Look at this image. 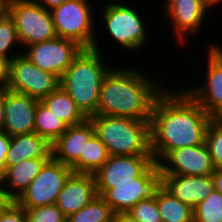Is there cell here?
<instances>
[{
  "label": "cell",
  "instance_id": "42",
  "mask_svg": "<svg viewBox=\"0 0 222 222\" xmlns=\"http://www.w3.org/2000/svg\"><path fill=\"white\" fill-rule=\"evenodd\" d=\"M214 119L222 123V111Z\"/></svg>",
  "mask_w": 222,
  "mask_h": 222
},
{
  "label": "cell",
  "instance_id": "13",
  "mask_svg": "<svg viewBox=\"0 0 222 222\" xmlns=\"http://www.w3.org/2000/svg\"><path fill=\"white\" fill-rule=\"evenodd\" d=\"M165 17L171 23V29L178 43L187 44L188 36L199 33L204 19L211 9L206 0H165ZM202 26V27H201ZM188 35V36H187ZM187 37V38H185Z\"/></svg>",
  "mask_w": 222,
  "mask_h": 222
},
{
  "label": "cell",
  "instance_id": "33",
  "mask_svg": "<svg viewBox=\"0 0 222 222\" xmlns=\"http://www.w3.org/2000/svg\"><path fill=\"white\" fill-rule=\"evenodd\" d=\"M11 136L6 132H0V177L5 171V160L10 148Z\"/></svg>",
  "mask_w": 222,
  "mask_h": 222
},
{
  "label": "cell",
  "instance_id": "24",
  "mask_svg": "<svg viewBox=\"0 0 222 222\" xmlns=\"http://www.w3.org/2000/svg\"><path fill=\"white\" fill-rule=\"evenodd\" d=\"M109 153L104 143L94 134L84 148V156L71 167L74 173L95 174L108 160Z\"/></svg>",
  "mask_w": 222,
  "mask_h": 222
},
{
  "label": "cell",
  "instance_id": "14",
  "mask_svg": "<svg viewBox=\"0 0 222 222\" xmlns=\"http://www.w3.org/2000/svg\"><path fill=\"white\" fill-rule=\"evenodd\" d=\"M153 161V155L109 156L94 174L97 195L111 189V183L137 182V177Z\"/></svg>",
  "mask_w": 222,
  "mask_h": 222
},
{
  "label": "cell",
  "instance_id": "16",
  "mask_svg": "<svg viewBox=\"0 0 222 222\" xmlns=\"http://www.w3.org/2000/svg\"><path fill=\"white\" fill-rule=\"evenodd\" d=\"M38 101L28 95L5 89L3 131L11 137L34 132Z\"/></svg>",
  "mask_w": 222,
  "mask_h": 222
},
{
  "label": "cell",
  "instance_id": "32",
  "mask_svg": "<svg viewBox=\"0 0 222 222\" xmlns=\"http://www.w3.org/2000/svg\"><path fill=\"white\" fill-rule=\"evenodd\" d=\"M0 222H27L25 209L16 201H9L0 212Z\"/></svg>",
  "mask_w": 222,
  "mask_h": 222
},
{
  "label": "cell",
  "instance_id": "2",
  "mask_svg": "<svg viewBox=\"0 0 222 222\" xmlns=\"http://www.w3.org/2000/svg\"><path fill=\"white\" fill-rule=\"evenodd\" d=\"M116 67L103 78L95 115L150 120L153 104L164 85L148 78L137 67Z\"/></svg>",
  "mask_w": 222,
  "mask_h": 222
},
{
  "label": "cell",
  "instance_id": "38",
  "mask_svg": "<svg viewBox=\"0 0 222 222\" xmlns=\"http://www.w3.org/2000/svg\"><path fill=\"white\" fill-rule=\"evenodd\" d=\"M5 89H0V132L4 129Z\"/></svg>",
  "mask_w": 222,
  "mask_h": 222
},
{
  "label": "cell",
  "instance_id": "34",
  "mask_svg": "<svg viewBox=\"0 0 222 222\" xmlns=\"http://www.w3.org/2000/svg\"><path fill=\"white\" fill-rule=\"evenodd\" d=\"M9 63L8 59L0 57V89H7L9 78Z\"/></svg>",
  "mask_w": 222,
  "mask_h": 222
},
{
  "label": "cell",
  "instance_id": "35",
  "mask_svg": "<svg viewBox=\"0 0 222 222\" xmlns=\"http://www.w3.org/2000/svg\"><path fill=\"white\" fill-rule=\"evenodd\" d=\"M112 222H139L128 212L114 213L112 217Z\"/></svg>",
  "mask_w": 222,
  "mask_h": 222
},
{
  "label": "cell",
  "instance_id": "11",
  "mask_svg": "<svg viewBox=\"0 0 222 222\" xmlns=\"http://www.w3.org/2000/svg\"><path fill=\"white\" fill-rule=\"evenodd\" d=\"M82 49L72 40L56 37L27 46L23 54L38 68L61 78Z\"/></svg>",
  "mask_w": 222,
  "mask_h": 222
},
{
  "label": "cell",
  "instance_id": "6",
  "mask_svg": "<svg viewBox=\"0 0 222 222\" xmlns=\"http://www.w3.org/2000/svg\"><path fill=\"white\" fill-rule=\"evenodd\" d=\"M105 33L115 40L124 50L129 52L143 48L149 41L148 31L145 27L141 13L133 9L130 5L118 2H108L102 9ZM105 22V23H104ZM106 26V27H105ZM141 48V49H140Z\"/></svg>",
  "mask_w": 222,
  "mask_h": 222
},
{
  "label": "cell",
  "instance_id": "27",
  "mask_svg": "<svg viewBox=\"0 0 222 222\" xmlns=\"http://www.w3.org/2000/svg\"><path fill=\"white\" fill-rule=\"evenodd\" d=\"M194 222H222V194L213 190L194 208Z\"/></svg>",
  "mask_w": 222,
  "mask_h": 222
},
{
  "label": "cell",
  "instance_id": "10",
  "mask_svg": "<svg viewBox=\"0 0 222 222\" xmlns=\"http://www.w3.org/2000/svg\"><path fill=\"white\" fill-rule=\"evenodd\" d=\"M72 173L71 167L51 157L16 202L24 209L55 204L66 180Z\"/></svg>",
  "mask_w": 222,
  "mask_h": 222
},
{
  "label": "cell",
  "instance_id": "28",
  "mask_svg": "<svg viewBox=\"0 0 222 222\" xmlns=\"http://www.w3.org/2000/svg\"><path fill=\"white\" fill-rule=\"evenodd\" d=\"M16 45L20 46V41L17 35L15 23L8 12H6L0 17V57L11 61L15 56L20 55L21 53L16 54L14 50H12L16 48ZM12 51L15 55H12ZM10 52L12 56L10 55Z\"/></svg>",
  "mask_w": 222,
  "mask_h": 222
},
{
  "label": "cell",
  "instance_id": "9",
  "mask_svg": "<svg viewBox=\"0 0 222 222\" xmlns=\"http://www.w3.org/2000/svg\"><path fill=\"white\" fill-rule=\"evenodd\" d=\"M60 86V78L33 64L23 51L9 63L7 89L37 100L49 95Z\"/></svg>",
  "mask_w": 222,
  "mask_h": 222
},
{
  "label": "cell",
  "instance_id": "4",
  "mask_svg": "<svg viewBox=\"0 0 222 222\" xmlns=\"http://www.w3.org/2000/svg\"><path fill=\"white\" fill-rule=\"evenodd\" d=\"M89 119L110 156L152 155L150 120L109 115Z\"/></svg>",
  "mask_w": 222,
  "mask_h": 222
},
{
  "label": "cell",
  "instance_id": "3",
  "mask_svg": "<svg viewBox=\"0 0 222 222\" xmlns=\"http://www.w3.org/2000/svg\"><path fill=\"white\" fill-rule=\"evenodd\" d=\"M100 52L82 49L60 78V86L87 118L96 114L101 83L112 68L103 63Z\"/></svg>",
  "mask_w": 222,
  "mask_h": 222
},
{
  "label": "cell",
  "instance_id": "7",
  "mask_svg": "<svg viewBox=\"0 0 222 222\" xmlns=\"http://www.w3.org/2000/svg\"><path fill=\"white\" fill-rule=\"evenodd\" d=\"M7 12L24 48L57 37L51 12L32 0H8Z\"/></svg>",
  "mask_w": 222,
  "mask_h": 222
},
{
  "label": "cell",
  "instance_id": "36",
  "mask_svg": "<svg viewBox=\"0 0 222 222\" xmlns=\"http://www.w3.org/2000/svg\"><path fill=\"white\" fill-rule=\"evenodd\" d=\"M32 1L50 11L57 6H60L63 2L67 0H32Z\"/></svg>",
  "mask_w": 222,
  "mask_h": 222
},
{
  "label": "cell",
  "instance_id": "22",
  "mask_svg": "<svg viewBox=\"0 0 222 222\" xmlns=\"http://www.w3.org/2000/svg\"><path fill=\"white\" fill-rule=\"evenodd\" d=\"M40 101L68 126L81 124L87 119L61 86Z\"/></svg>",
  "mask_w": 222,
  "mask_h": 222
},
{
  "label": "cell",
  "instance_id": "39",
  "mask_svg": "<svg viewBox=\"0 0 222 222\" xmlns=\"http://www.w3.org/2000/svg\"><path fill=\"white\" fill-rule=\"evenodd\" d=\"M8 0H0V17L7 12Z\"/></svg>",
  "mask_w": 222,
  "mask_h": 222
},
{
  "label": "cell",
  "instance_id": "12",
  "mask_svg": "<svg viewBox=\"0 0 222 222\" xmlns=\"http://www.w3.org/2000/svg\"><path fill=\"white\" fill-rule=\"evenodd\" d=\"M207 45L205 82L194 88L183 87L204 111L215 118L222 111V46ZM190 88V89H189ZM188 89V90H187Z\"/></svg>",
  "mask_w": 222,
  "mask_h": 222
},
{
  "label": "cell",
  "instance_id": "20",
  "mask_svg": "<svg viewBox=\"0 0 222 222\" xmlns=\"http://www.w3.org/2000/svg\"><path fill=\"white\" fill-rule=\"evenodd\" d=\"M49 159H27L5 168L3 175L0 177V192L9 201H16L39 175L42 167Z\"/></svg>",
  "mask_w": 222,
  "mask_h": 222
},
{
  "label": "cell",
  "instance_id": "21",
  "mask_svg": "<svg viewBox=\"0 0 222 222\" xmlns=\"http://www.w3.org/2000/svg\"><path fill=\"white\" fill-rule=\"evenodd\" d=\"M51 144L35 132L11 137L10 148L5 160V168L19 164L23 160L51 158Z\"/></svg>",
  "mask_w": 222,
  "mask_h": 222
},
{
  "label": "cell",
  "instance_id": "40",
  "mask_svg": "<svg viewBox=\"0 0 222 222\" xmlns=\"http://www.w3.org/2000/svg\"><path fill=\"white\" fill-rule=\"evenodd\" d=\"M8 202L9 200L0 192V212Z\"/></svg>",
  "mask_w": 222,
  "mask_h": 222
},
{
  "label": "cell",
  "instance_id": "17",
  "mask_svg": "<svg viewBox=\"0 0 222 222\" xmlns=\"http://www.w3.org/2000/svg\"><path fill=\"white\" fill-rule=\"evenodd\" d=\"M96 197L94 175L73 172L66 180L55 204L68 217L78 212Z\"/></svg>",
  "mask_w": 222,
  "mask_h": 222
},
{
  "label": "cell",
  "instance_id": "23",
  "mask_svg": "<svg viewBox=\"0 0 222 222\" xmlns=\"http://www.w3.org/2000/svg\"><path fill=\"white\" fill-rule=\"evenodd\" d=\"M155 198L162 222H194V209L163 186L157 191Z\"/></svg>",
  "mask_w": 222,
  "mask_h": 222
},
{
  "label": "cell",
  "instance_id": "29",
  "mask_svg": "<svg viewBox=\"0 0 222 222\" xmlns=\"http://www.w3.org/2000/svg\"><path fill=\"white\" fill-rule=\"evenodd\" d=\"M205 144L216 169H222V123L213 119L206 130Z\"/></svg>",
  "mask_w": 222,
  "mask_h": 222
},
{
  "label": "cell",
  "instance_id": "30",
  "mask_svg": "<svg viewBox=\"0 0 222 222\" xmlns=\"http://www.w3.org/2000/svg\"><path fill=\"white\" fill-rule=\"evenodd\" d=\"M27 222H67L56 204L25 209Z\"/></svg>",
  "mask_w": 222,
  "mask_h": 222
},
{
  "label": "cell",
  "instance_id": "1",
  "mask_svg": "<svg viewBox=\"0 0 222 222\" xmlns=\"http://www.w3.org/2000/svg\"><path fill=\"white\" fill-rule=\"evenodd\" d=\"M213 119L184 88L164 89L153 104L150 118L154 161L159 164L173 150L205 143Z\"/></svg>",
  "mask_w": 222,
  "mask_h": 222
},
{
  "label": "cell",
  "instance_id": "15",
  "mask_svg": "<svg viewBox=\"0 0 222 222\" xmlns=\"http://www.w3.org/2000/svg\"><path fill=\"white\" fill-rule=\"evenodd\" d=\"M162 175H212L215 166L205 143L171 151L160 163Z\"/></svg>",
  "mask_w": 222,
  "mask_h": 222
},
{
  "label": "cell",
  "instance_id": "26",
  "mask_svg": "<svg viewBox=\"0 0 222 222\" xmlns=\"http://www.w3.org/2000/svg\"><path fill=\"white\" fill-rule=\"evenodd\" d=\"M113 210L98 196L89 204L67 217V222H112Z\"/></svg>",
  "mask_w": 222,
  "mask_h": 222
},
{
  "label": "cell",
  "instance_id": "5",
  "mask_svg": "<svg viewBox=\"0 0 222 222\" xmlns=\"http://www.w3.org/2000/svg\"><path fill=\"white\" fill-rule=\"evenodd\" d=\"M90 8L88 0H67L50 12L57 37L72 40L83 49L100 51L94 10Z\"/></svg>",
  "mask_w": 222,
  "mask_h": 222
},
{
  "label": "cell",
  "instance_id": "37",
  "mask_svg": "<svg viewBox=\"0 0 222 222\" xmlns=\"http://www.w3.org/2000/svg\"><path fill=\"white\" fill-rule=\"evenodd\" d=\"M215 190L222 194V169H215L211 175Z\"/></svg>",
  "mask_w": 222,
  "mask_h": 222
},
{
  "label": "cell",
  "instance_id": "8",
  "mask_svg": "<svg viewBox=\"0 0 222 222\" xmlns=\"http://www.w3.org/2000/svg\"><path fill=\"white\" fill-rule=\"evenodd\" d=\"M162 187V173L159 164L153 161L138 177L137 182L111 183L101 197L114 213L129 212L144 199L155 198Z\"/></svg>",
  "mask_w": 222,
  "mask_h": 222
},
{
  "label": "cell",
  "instance_id": "18",
  "mask_svg": "<svg viewBox=\"0 0 222 222\" xmlns=\"http://www.w3.org/2000/svg\"><path fill=\"white\" fill-rule=\"evenodd\" d=\"M94 134L95 128L89 118L81 124L69 126L67 130L51 144L52 158L72 167L80 156H84V148Z\"/></svg>",
  "mask_w": 222,
  "mask_h": 222
},
{
  "label": "cell",
  "instance_id": "25",
  "mask_svg": "<svg viewBox=\"0 0 222 222\" xmlns=\"http://www.w3.org/2000/svg\"><path fill=\"white\" fill-rule=\"evenodd\" d=\"M69 126L38 101L35 112L34 132L53 144Z\"/></svg>",
  "mask_w": 222,
  "mask_h": 222
},
{
  "label": "cell",
  "instance_id": "19",
  "mask_svg": "<svg viewBox=\"0 0 222 222\" xmlns=\"http://www.w3.org/2000/svg\"><path fill=\"white\" fill-rule=\"evenodd\" d=\"M162 186L193 209L215 190L211 175H162Z\"/></svg>",
  "mask_w": 222,
  "mask_h": 222
},
{
  "label": "cell",
  "instance_id": "41",
  "mask_svg": "<svg viewBox=\"0 0 222 222\" xmlns=\"http://www.w3.org/2000/svg\"><path fill=\"white\" fill-rule=\"evenodd\" d=\"M209 7L212 9V7L215 8V5L222 3V0H206Z\"/></svg>",
  "mask_w": 222,
  "mask_h": 222
},
{
  "label": "cell",
  "instance_id": "31",
  "mask_svg": "<svg viewBox=\"0 0 222 222\" xmlns=\"http://www.w3.org/2000/svg\"><path fill=\"white\" fill-rule=\"evenodd\" d=\"M128 213L139 222H162L156 198L139 201Z\"/></svg>",
  "mask_w": 222,
  "mask_h": 222
}]
</instances>
